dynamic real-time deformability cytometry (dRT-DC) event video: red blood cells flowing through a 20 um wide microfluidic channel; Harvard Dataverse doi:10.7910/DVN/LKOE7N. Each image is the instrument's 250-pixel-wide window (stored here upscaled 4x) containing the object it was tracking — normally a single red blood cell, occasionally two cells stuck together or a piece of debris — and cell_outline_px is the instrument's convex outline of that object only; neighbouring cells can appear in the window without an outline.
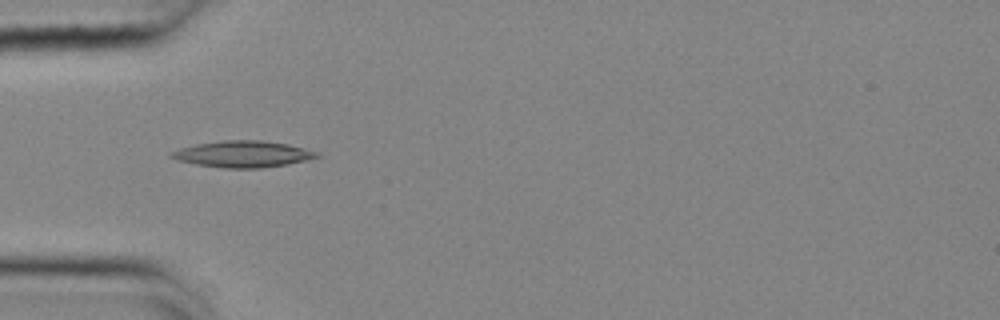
{"species": "common noctule bat (a hibernating species)", "species_latin": "Nyctalus noctula", "temperature_condition": "cold", "stored_images_in_passage": 39, "camera_frame_rate_fps": 3000, "um_per_image_px": 0.085, "animal": {"sex": "female", "body_mass_g": 25.1}, "frame": {"image": 1, "passage_image": 1, "time_ms": 0.0, "image_size_px": [1000, 320], "cell_outline_px": [[320, 156], [308, 160], [288, 164], [260, 168], [224, 168], [196, 164], [176, 160], [168, 156], [172, 152], [180, 148], [196, 144], [224, 140], [260, 140], [288, 144], [320, 152]], "centroid_in_image_um": [20.67, 13.1], "position_along_channel_um": 64.3, "area_um2": 22.43}}
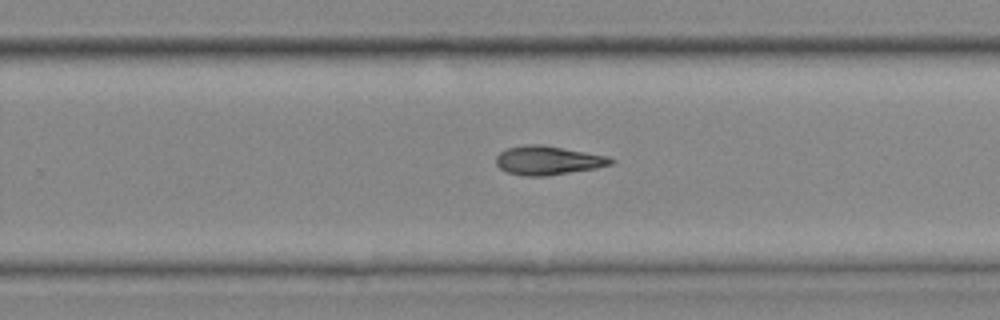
{"frame": {"image": 2, "passage_image": 19, "time_ms": 6.0, "image_size_px": [1000, 320], "cell_outline_px": [[616, 160], [612, 164], [596, 168], [544, 176], [524, 176], [508, 172], [500, 168], [496, 164], [496, 156], [504, 148], [524, 144], [540, 144], [608, 156]], "centroid_in_image_um": [46.55, 13.62], "position_along_channel_um": 283.3, "area_um2": 19.31}}
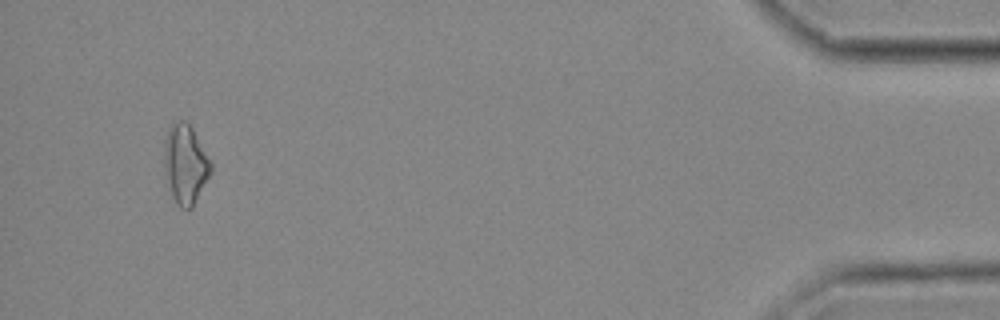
{"frame": {"image": 3, "passage_image": 36, "time_ms": 11.667, "image_size_px": [1000, 320], "cell_outline_px": [[212, 172], [192, 208], [180, 208], [176, 204], [172, 196], [164, 176], [164, 136], [168, 128], [172, 124], [180, 120], [184, 120], [192, 128], [212, 164]], "centroid_in_image_um": [15.73, 13.97], "position_along_channel_um": 419.5, "area_um2": 21.73}, "authors_computed_cell_mechanics": {"area_um2": 19.1318, "velocity_mm_per_s": 3.6751, "shape_relaxation_time_tau1_ms": 7.546, "shape_relaxation_time_tau2_ms": null, "deformation_change_tau1": 0.1769, "deformation_change_tau2": null}}